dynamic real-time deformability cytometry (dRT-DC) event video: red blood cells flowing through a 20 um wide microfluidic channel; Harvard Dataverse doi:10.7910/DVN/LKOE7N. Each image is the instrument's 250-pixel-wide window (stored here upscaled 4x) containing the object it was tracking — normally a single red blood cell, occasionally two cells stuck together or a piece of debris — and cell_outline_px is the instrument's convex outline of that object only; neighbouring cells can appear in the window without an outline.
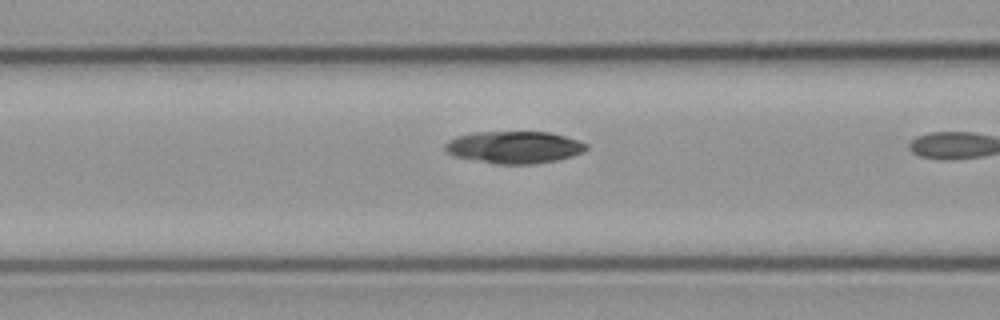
{"species": "common noctule bat (a hibernating species)", "species_latin": "Nyctalus noctula", "temperature_condition": "cold", "stored_images_in_passage": 19, "camera_frame_rate_fps": 3000, "um_per_image_px": 0.085, "animal": {"sex": "male", "body_mass_g": 23.1, "forearm_length_mm": 52.7}, "frame": {"image": 1, "passage_image": 18, "time_ms": 5.667, "image_size_px": [1000, 320], "cell_outline_px": [[588, 148], [584, 152], [572, 156], [556, 160], [532, 164], [496, 164], [452, 156], [444, 148], [444, 144], [448, 140], [456, 136], [472, 132], [552, 132], [580, 140], [588, 144]], "centroid_in_image_um": [43.71, 12.51], "position_along_channel_um": 122.9, "area_um2": 26.76}}